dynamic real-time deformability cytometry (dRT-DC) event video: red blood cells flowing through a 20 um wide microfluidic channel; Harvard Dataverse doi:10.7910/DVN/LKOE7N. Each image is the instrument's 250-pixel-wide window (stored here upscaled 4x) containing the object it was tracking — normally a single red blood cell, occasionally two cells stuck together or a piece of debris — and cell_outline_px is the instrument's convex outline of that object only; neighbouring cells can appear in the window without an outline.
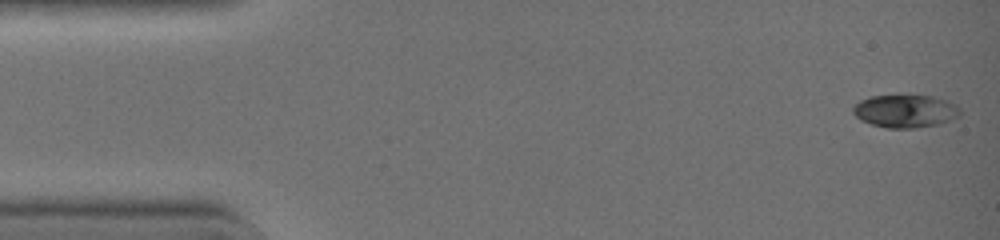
{"species": "common noctule bat (a hibernating species)", "species_latin": "Nyctalus noctula", "temperature_condition": "warm", "stored_images_in_passage": 42, "camera_frame_rate_fps": 3000, "um_per_image_px": 0.085, "animal": {"sex": "female", "body_mass_g": 19.0, "forearm_length_mm": 51.5}, "frame": {"image": 1, "passage_image": 1, "time_ms": 0.0, "image_size_px": [1000, 240], "cell_outline_px": [[960, 112], [956, 116], [948, 120], [936, 124], [912, 128], [888, 128], [872, 124], [860, 120], [852, 112], [852, 108], [860, 100], [872, 96], [932, 96], [944, 100], [952, 104]], "centroid_in_image_um": [76.85, 9.45], "position_along_channel_um": 8.1, "area_um2": 19.83}}
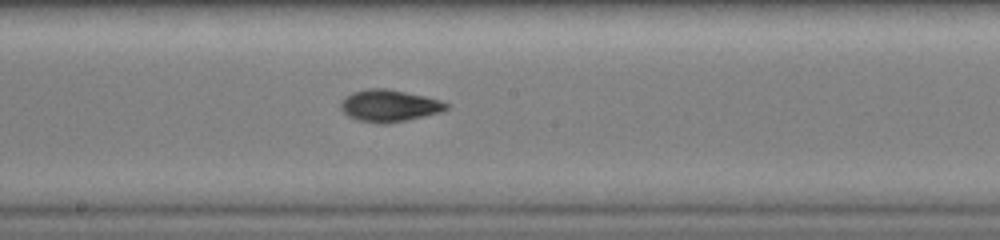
{"frame": {"image": 2, "passage_image": 23, "time_ms": 7.333, "image_size_px": [1000, 240], "cell_outline_px": [[448, 108], [440, 112], [388, 124], [376, 124], [360, 120], [348, 116], [340, 108], [340, 104], [352, 92], [368, 88], [384, 88], [424, 96], [440, 100], [448, 104]], "centroid_in_image_um": [33.07, 8.99], "position_along_channel_um": 215.1, "area_um2": 19.36}}
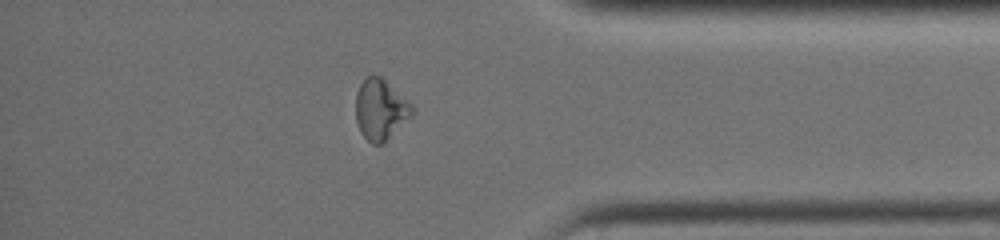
{"frame": {"image": 3, "passage_image": 36, "time_ms": 11.667, "image_size_px": [1000, 240], "cell_outline_px": [[416, 112], [412, 116], [380, 144], [372, 144], [360, 132], [356, 120], [356, 92], [360, 84], [368, 76], [380, 76], [412, 104]], "centroid_in_image_um": [32.34, 9.3], "position_along_channel_um": 402.9, "area_um2": 19.59}, "authors_computed_cell_mechanics": {"area_um2": 19.0451, "velocity_mm_per_s": 4.5339, "shape_relaxation_time_tau1_ms": 4.9424, "shape_relaxation_time_tau2_ms": 1.721, "deformation_change_tau1": 0.2025, "deformation_change_tau2": 0.0472}}